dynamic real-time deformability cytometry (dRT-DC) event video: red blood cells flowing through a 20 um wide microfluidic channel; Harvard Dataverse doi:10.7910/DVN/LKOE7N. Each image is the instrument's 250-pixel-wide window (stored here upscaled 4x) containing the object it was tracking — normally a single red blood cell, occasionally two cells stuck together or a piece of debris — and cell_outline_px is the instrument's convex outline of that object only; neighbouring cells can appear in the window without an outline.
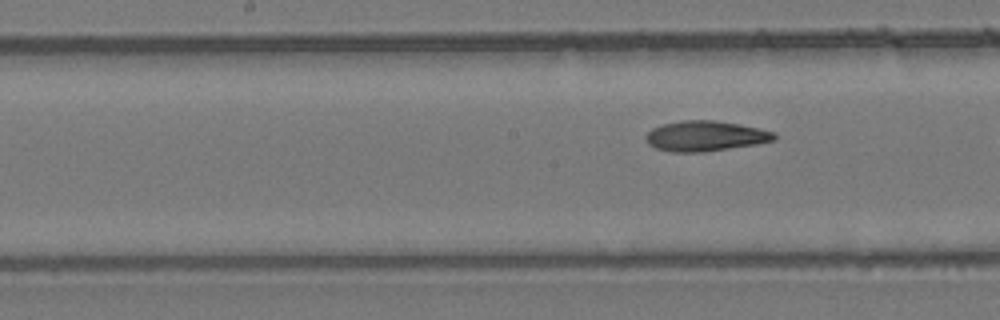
{"species": "common noctule bat (a hibernating species)", "species_latin": "Nyctalus noctula", "temperature_condition": "room temperature", "stored_images_in_passage": 7, "segment_of_instrument_passage": [2, 2], "camera_frame_rate_fps": 3000, "um_per_image_px": 0.085, "animal": {"sex": "female", "body_mass_g": 24.6, "forearm_length_mm": 56.2}, "frame": {"image": 1, "passage_image": 7, "time_ms": 7.333, "image_size_px": [1000, 320], "cell_outline_px": [[776, 140], [756, 144], [704, 152], [672, 152], [656, 148], [648, 144], [644, 136], [652, 128], [664, 124], [680, 120], [712, 120], [740, 124], [760, 128], [776, 132]], "centroid_in_image_um": [59.97, 11.56], "position_along_channel_um": 188.2, "area_um2": 22.77}}